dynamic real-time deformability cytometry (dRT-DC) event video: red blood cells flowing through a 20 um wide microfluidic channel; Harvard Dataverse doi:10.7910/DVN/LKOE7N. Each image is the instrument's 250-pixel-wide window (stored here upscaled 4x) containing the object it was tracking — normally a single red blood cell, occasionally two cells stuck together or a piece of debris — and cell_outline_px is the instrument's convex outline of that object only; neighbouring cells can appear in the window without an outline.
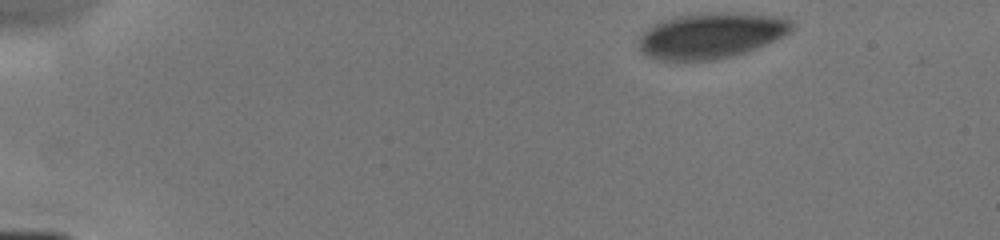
{"species": "human", "species_latin": "Homo sapiens", "temperature_condition": "cold", "stored_images_in_passage": 8, "camera_frame_rate_fps": 3000, "um_per_image_px": 0.085, "donor": {"sex": "male"}, "frame": {"image": 1, "passage_image": 1, "time_ms": 0.0, "image_size_px": [1000, 240], "cell_outline_px": [[796, 24], [792, 32], [784, 36], [756, 48], [732, 56], [716, 60], [660, 60], [648, 56], [640, 48], [640, 36], [652, 24], [660, 20], [672, 16], [696, 12], [744, 12], [772, 16], [792, 20]], "centroid_in_image_um": [60.47, 2.98], "position_along_channel_um": 24.5, "area_um2": 41.21}}
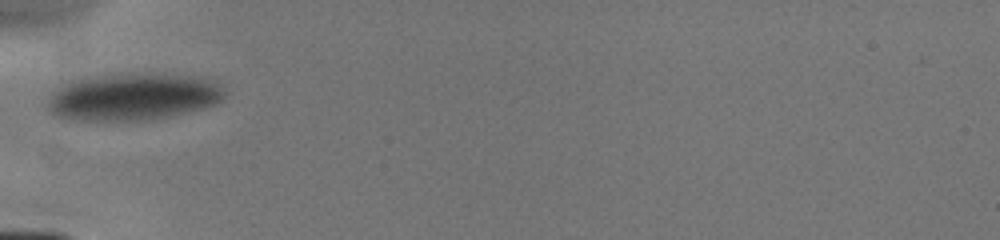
{"frame": {"image": 2, "passage_image": 5, "time_ms": 3.667, "image_size_px": [1000, 240], "cell_outline_px": [[224, 96], [216, 104], [168, 116], [148, 120], [68, 120], [56, 116], [48, 108], [48, 100], [60, 84], [72, 80], [120, 72], [188, 76], [212, 80], [224, 92]], "centroid_in_image_um": [11.23, 8.22], "position_along_channel_um": 73.8, "area_um2": 48.26}}
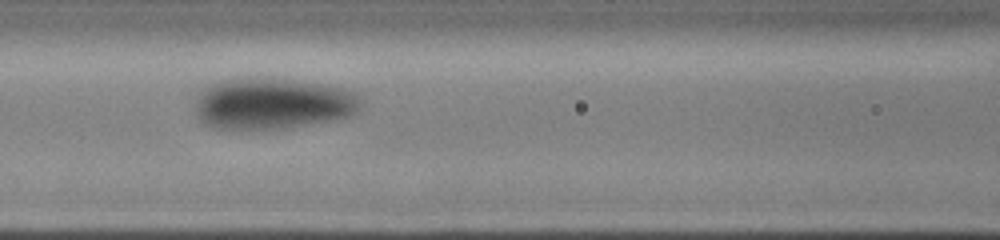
{"frame": {"image": 3, "passage_image": 7, "time_ms": 5.333, "image_size_px": [1000, 240], "cell_outline_px": [[360, 104], [352, 116], [328, 120], [300, 124], [268, 128], [216, 128], [200, 120], [196, 116], [196, 104], [200, 88], [220, 80], [244, 76], [264, 76], [324, 84], [356, 92]], "centroid_in_image_um": [23.09, 8.73], "position_along_channel_um": 143.5, "area_um2": 49.19}}